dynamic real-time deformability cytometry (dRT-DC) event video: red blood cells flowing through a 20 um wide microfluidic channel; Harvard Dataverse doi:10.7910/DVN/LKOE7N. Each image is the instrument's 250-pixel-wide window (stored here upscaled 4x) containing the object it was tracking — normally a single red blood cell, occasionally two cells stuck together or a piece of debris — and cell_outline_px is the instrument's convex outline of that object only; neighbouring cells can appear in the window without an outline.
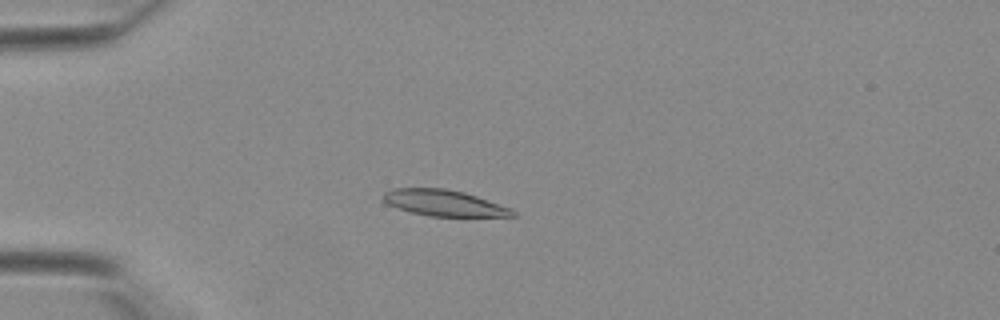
{"species": "Egyptian fruit bat (a non-hibernating species)", "species_latin": "Rousettus aegyptiacus", "temperature_condition": "warm", "stored_images_in_passage": 41, "camera_frame_rate_fps": 3000, "um_per_image_px": 0.085, "animal": {"sex": "female"}, "frame": {"image": 1, "passage_image": 11, "time_ms": 3.333, "image_size_px": [1000, 320], "cell_outline_px": [[516, 216], [432, 216], [412, 212], [384, 204], [380, 200], [384, 192], [392, 188], [444, 188], [464, 192], [512, 208], [516, 212]], "centroid_in_image_um": [37.69, 17.24], "position_along_channel_um": 47.3, "area_um2": 19.77}}
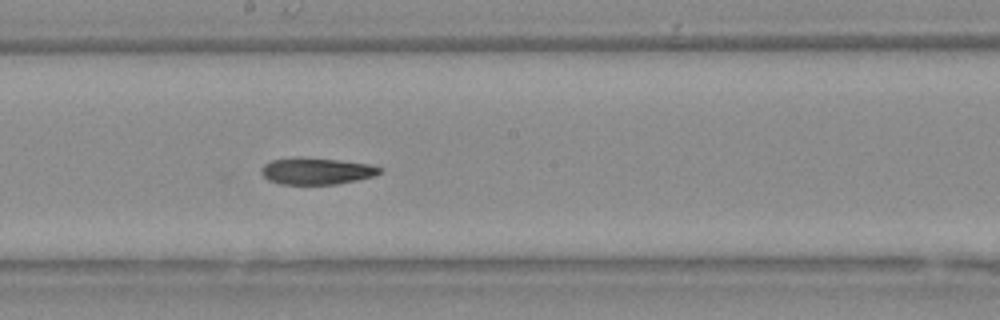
{"frame": {"image": 2, "passage_image": 23, "time_ms": 7.333, "image_size_px": [1000, 320], "cell_outline_px": [[380, 172], [372, 176], [356, 180], [336, 184], [280, 184], [268, 180], [260, 172], [260, 168], [264, 164], [272, 160], [296, 156], [300, 156], [340, 160], [368, 164], [380, 168]], "centroid_in_image_um": [26.82, 14.52], "position_along_channel_um": 221.4, "area_um2": 18.44}}
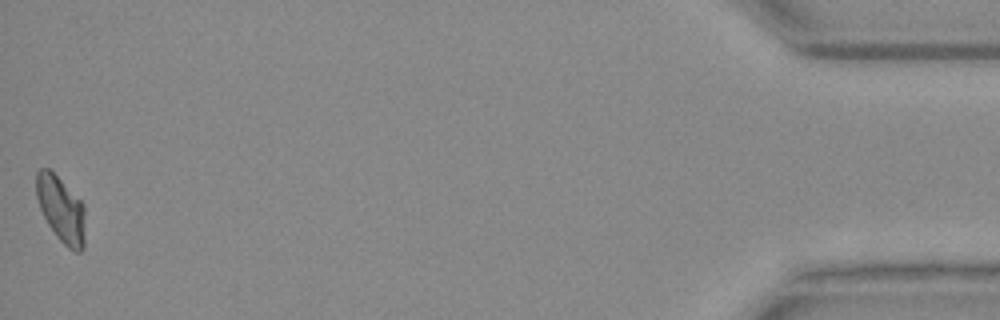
{"frame": {"image": 3, "passage_image": 41, "time_ms": 13.333, "image_size_px": [1000, 320], "cell_outline_px": [[84, 248], [80, 252], [76, 252], [68, 248], [56, 236], [48, 224], [40, 208], [36, 196], [36, 172], [40, 168], [48, 168], [84, 204]], "centroid_in_image_um": [5.18, 17.81], "position_along_channel_um": 430.0, "area_um2": 18.55}}